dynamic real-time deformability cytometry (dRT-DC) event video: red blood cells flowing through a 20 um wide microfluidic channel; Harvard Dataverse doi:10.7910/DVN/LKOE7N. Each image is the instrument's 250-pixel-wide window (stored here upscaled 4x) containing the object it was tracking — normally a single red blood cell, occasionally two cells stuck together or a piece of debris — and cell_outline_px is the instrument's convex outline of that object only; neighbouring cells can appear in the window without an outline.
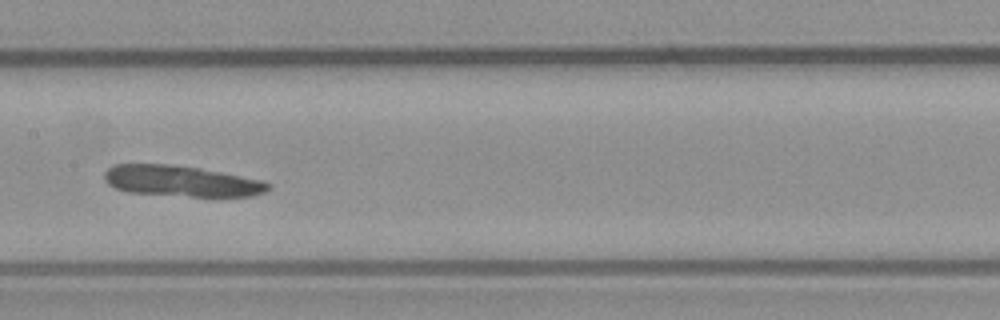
{"species": "common noctule bat (a hibernating species)", "species_latin": "Nyctalus noctula", "temperature_condition": "warm", "stored_images_in_passage": 48, "camera_frame_rate_fps": 3000, "um_per_image_px": 0.085, "animal": {"sex": "male", "body_mass_g": 23.1, "forearm_length_mm": 52.7}, "frame": {"image": 1, "passage_image": 21, "time_ms": 6.667, "image_size_px": [1000, 320], "cell_outline_px": [[272, 184], [264, 192], [252, 196], [216, 200], [128, 192], [116, 188], [108, 184], [104, 180], [104, 172], [112, 164], [168, 164], [200, 168], [260, 180]], "centroid_in_image_um": [15.45, 15.44], "position_along_channel_um": 192.0, "area_um2": 30.63}}
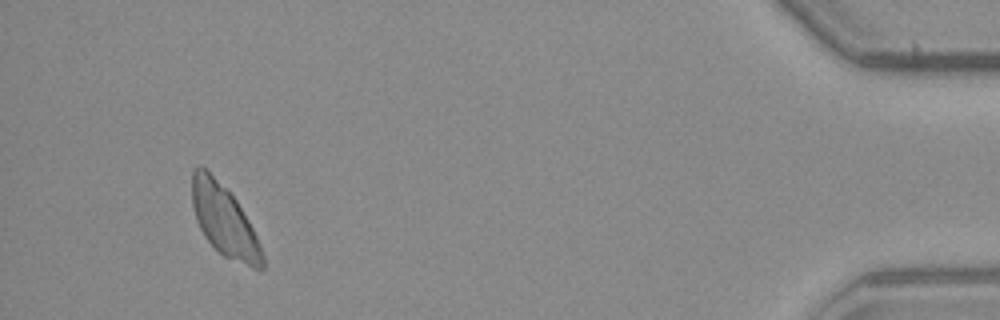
{"frame": {"image": 2, "passage_image": 45, "time_ms": 14.667, "image_size_px": [1000, 320], "cell_outline_px": [[264, 268], [260, 272], [224, 256], [204, 236], [196, 220], [192, 204], [192, 168], [200, 164], [236, 200], [248, 220], [260, 244], [264, 256]], "centroid_in_image_um": [19.07, 18.79], "position_along_channel_um": 416.1, "area_um2": 28.84}}